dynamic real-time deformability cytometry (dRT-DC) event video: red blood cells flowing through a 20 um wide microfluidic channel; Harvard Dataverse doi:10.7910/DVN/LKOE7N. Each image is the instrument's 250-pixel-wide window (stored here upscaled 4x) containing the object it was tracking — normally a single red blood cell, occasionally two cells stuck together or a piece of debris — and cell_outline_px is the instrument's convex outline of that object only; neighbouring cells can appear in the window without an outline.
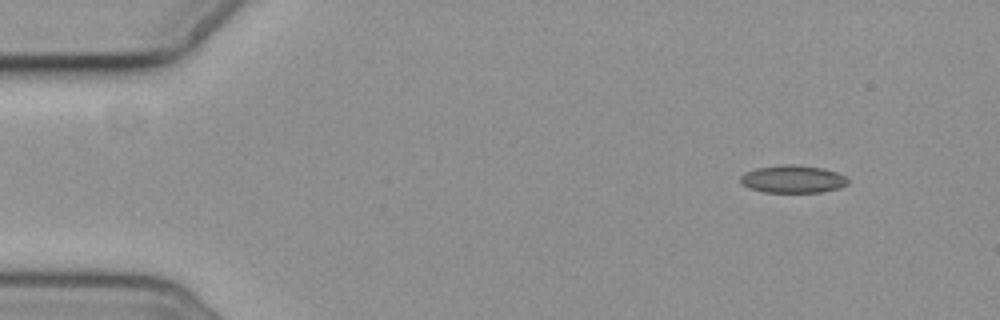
{"species": "common noctule bat (a hibernating species)", "species_latin": "Nyctalus noctula", "temperature_condition": "cold", "stored_images_in_passage": 5, "camera_frame_rate_fps": 3000, "um_per_image_px": 0.085, "animal": {"sex": "female", "body_mass_g": 19.3, "forearm_length_mm": 54.1}, "frame": {"image": 1, "passage_image": 1, "time_ms": 0.0, "image_size_px": [1000, 320], "cell_outline_px": [[848, 184], [840, 188], [820, 192], [764, 192], [748, 188], [740, 180], [740, 176], [744, 172], [756, 168], [784, 164], [796, 164], [824, 168], [836, 172], [844, 176], [848, 180]], "centroid_in_image_um": [67.39, 15.21], "position_along_channel_um": 17.6, "area_um2": 17.4}}
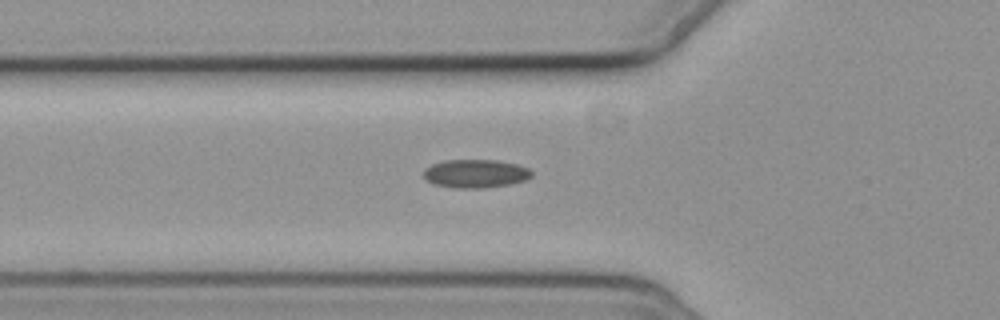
{"frame": {"image": 2, "passage_image": 5, "time_ms": 4.667, "image_size_px": [1000, 320], "cell_outline_px": [[532, 176], [524, 180], [508, 184], [484, 188], [452, 188], [432, 184], [424, 180], [424, 168], [432, 164], [444, 160], [496, 160], [516, 164], [528, 168], [532, 172]], "centroid_in_image_um": [40.36, 14.76], "position_along_channel_um": 85.4, "area_um2": 17.98}}